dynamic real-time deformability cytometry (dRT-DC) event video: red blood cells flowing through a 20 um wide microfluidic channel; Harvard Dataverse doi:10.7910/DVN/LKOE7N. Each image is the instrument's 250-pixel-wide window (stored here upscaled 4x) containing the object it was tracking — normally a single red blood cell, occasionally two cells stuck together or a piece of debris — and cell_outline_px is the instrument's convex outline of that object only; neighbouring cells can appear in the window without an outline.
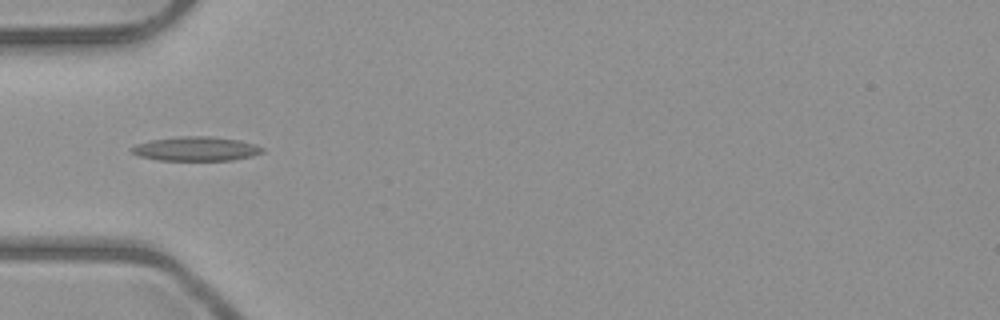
{"species": "common noctule bat (a hibernating species)", "species_latin": "Nyctalus noctula", "temperature_condition": "room temperature", "stored_images_in_passage": 2, "camera_frame_rate_fps": 3000, "um_per_image_px": 0.085, "animal": {"sex": "male", "body_mass_g": 23.1, "forearm_length_mm": 52.7}, "frame": {"image": 1, "passage_image": 1, "time_ms": 0.0, "image_size_px": [1000, 320], "cell_outline_px": [[264, 152], [252, 156], [232, 160], [160, 160], [140, 156], [132, 152], [132, 148], [136, 144], [152, 140], [184, 136], [212, 136], [240, 140], [256, 144], [264, 148]], "centroid_in_image_um": [16.74, 12.64], "position_along_channel_um": 68.3, "area_um2": 18.32}}
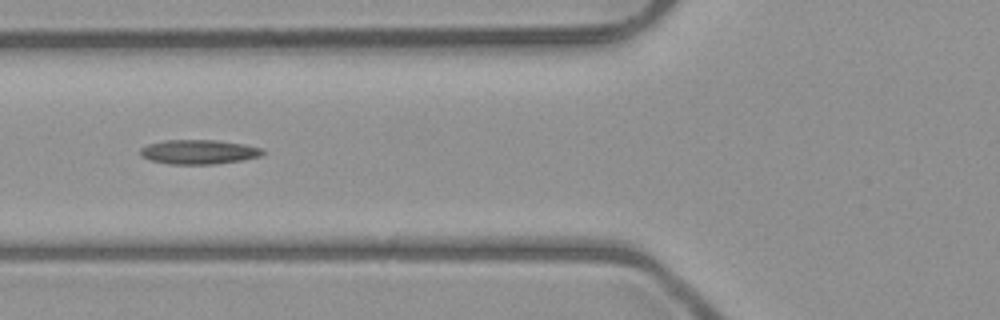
{"frame": {"image": 2, "passage_image": 2, "time_ms": 1.0, "image_size_px": [1000, 320], "cell_outline_px": [[264, 152], [260, 156], [244, 160], [212, 164], [172, 164], [152, 160], [140, 156], [140, 148], [148, 144], [164, 140], [216, 140], [244, 144], [260, 148]], "centroid_in_image_um": [16.88, 12.91], "position_along_channel_um": 108.9, "area_um2": 17.28}}